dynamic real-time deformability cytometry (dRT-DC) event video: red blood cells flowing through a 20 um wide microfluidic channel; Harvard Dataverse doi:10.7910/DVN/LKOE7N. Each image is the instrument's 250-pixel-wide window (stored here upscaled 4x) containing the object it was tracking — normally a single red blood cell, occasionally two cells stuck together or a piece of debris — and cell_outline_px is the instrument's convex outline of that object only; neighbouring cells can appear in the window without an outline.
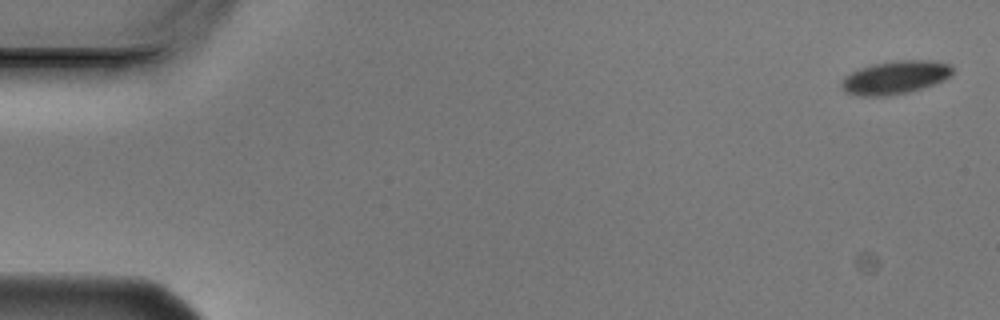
{"species": "Egyptian fruit bat (a non-hibernating species)", "species_latin": "Rousettus aegyptiacus", "temperature_condition": "cold", "stored_images_in_passage": 3, "camera_frame_rate_fps": 3000, "um_per_image_px": 0.085, "animal": {"sex": "male"}, "frame": {"image": 1, "passage_image": 1, "time_ms": 0.0, "image_size_px": [1000, 320], "cell_outline_px": [[952, 72], [944, 80], [908, 92], [884, 96], [860, 96], [844, 92], [840, 84], [844, 76], [860, 68], [872, 64], [896, 60], [932, 60], [952, 64]], "centroid_in_image_um": [76.06, 6.57], "position_along_channel_um": 8.9, "area_um2": 21.44}}